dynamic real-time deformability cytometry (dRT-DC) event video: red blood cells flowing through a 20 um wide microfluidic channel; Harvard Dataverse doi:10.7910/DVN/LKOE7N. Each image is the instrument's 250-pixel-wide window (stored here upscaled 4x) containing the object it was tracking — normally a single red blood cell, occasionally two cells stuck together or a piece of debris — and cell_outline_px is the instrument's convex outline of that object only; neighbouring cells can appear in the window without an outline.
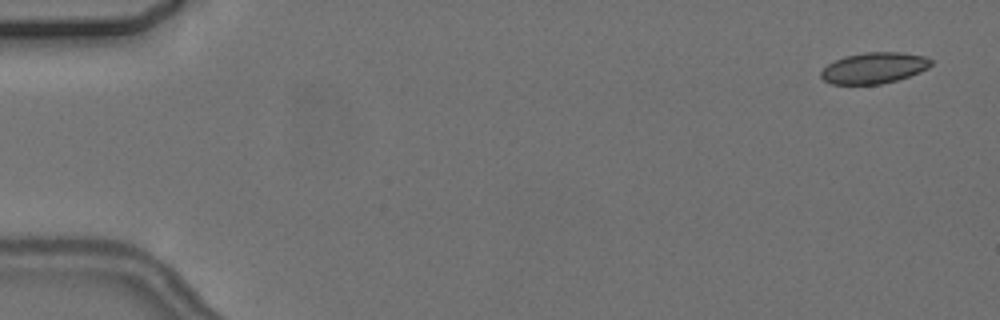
{"species": "common noctule bat (a hibernating species)", "species_latin": "Nyctalus noctula", "temperature_condition": "cold", "stored_images_in_passage": 4, "camera_frame_rate_fps": 3000, "um_per_image_px": 0.085, "animal": {"sex": "female", "body_mass_g": 24.6, "forearm_length_mm": 56.2}, "frame": {"image": 1, "passage_image": 1, "time_ms": 0.0, "image_size_px": [1000, 320], "cell_outline_px": [[932, 64], [928, 68], [920, 72], [896, 80], [880, 84], [832, 84], [824, 80], [820, 76], [820, 72], [828, 64], [844, 56], [864, 52], [900, 52], [924, 56], [932, 60]], "centroid_in_image_um": [74.29, 5.77], "position_along_channel_um": 10.7, "area_um2": 19.83}}
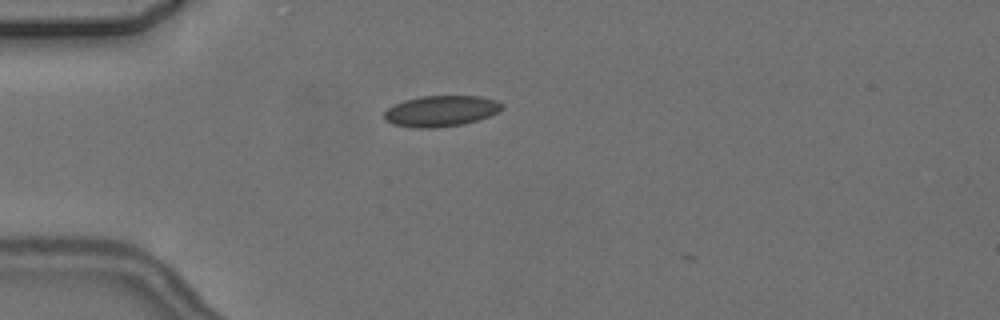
{"frame": {"image": 2, "passage_image": 4, "time_ms": 4.333, "image_size_px": [1000, 320], "cell_outline_px": [[504, 108], [500, 112], [464, 124], [436, 128], [416, 128], [392, 124], [384, 120], [384, 112], [388, 108], [404, 100], [424, 96], [480, 96], [496, 100], [504, 104]], "centroid_in_image_um": [37.5, 9.44], "position_along_channel_um": 47.5, "area_um2": 21.33}}